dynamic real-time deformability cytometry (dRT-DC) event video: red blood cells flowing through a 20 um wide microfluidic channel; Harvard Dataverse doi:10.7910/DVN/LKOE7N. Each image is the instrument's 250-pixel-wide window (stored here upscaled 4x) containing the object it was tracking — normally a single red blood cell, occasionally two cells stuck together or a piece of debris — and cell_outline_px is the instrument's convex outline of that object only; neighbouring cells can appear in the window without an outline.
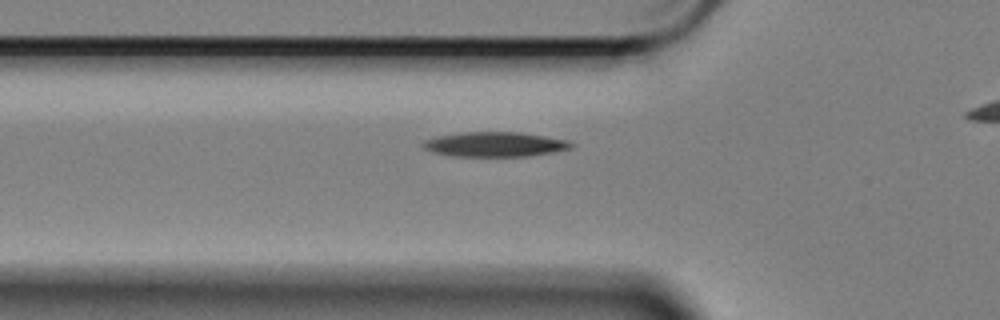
{"species": "Egyptian fruit bat (a non-hibernating species)", "species_latin": "Rousettus aegyptiacus", "temperature_condition": "cold", "stored_images_in_passage": 34, "camera_frame_rate_fps": 3000, "um_per_image_px": 0.085, "animal": {"sex": "female"}, "frame": {"image": 1, "passage_image": 2, "time_ms": 0.333, "image_size_px": [1000, 320], "cell_outline_px": [[576, 144], [572, 148], [552, 152], [528, 156], [452, 156], [432, 152], [424, 148], [420, 144], [424, 140], [436, 136], [460, 132], [520, 132], [568, 140]], "centroid_in_image_um": [42.04, 12.26], "position_along_channel_um": 83.8, "area_um2": 21.5}}
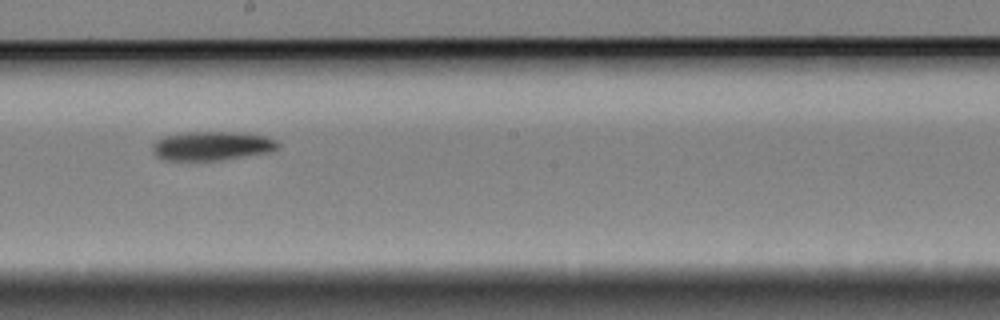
{"frame": {"image": 2, "passage_image": 15, "time_ms": 4.667, "image_size_px": [1000, 320], "cell_outline_px": [[280, 148], [272, 152], [224, 160], [168, 160], [156, 156], [152, 148], [152, 144], [156, 140], [164, 136], [188, 132], [244, 132], [264, 136], [276, 140], [280, 144]], "centroid_in_image_um": [18.08, 12.4], "position_along_channel_um": 230.1, "area_um2": 21.44}}
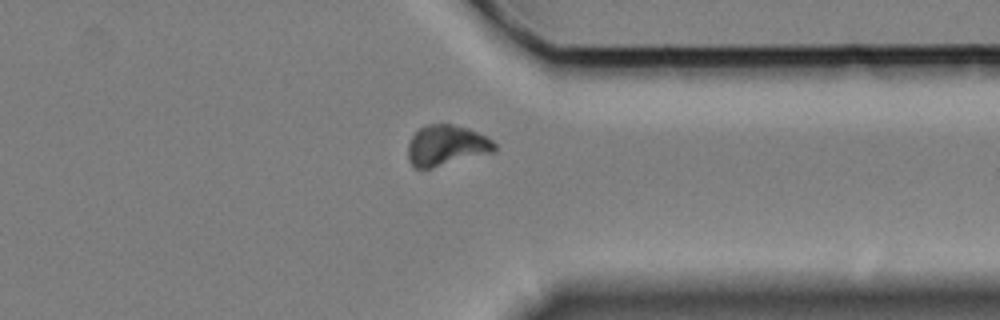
{"frame": {"image": 3, "passage_image": 28, "time_ms": 9.0, "image_size_px": [1000, 320], "cell_outline_px": [[496, 152], [432, 168], [412, 168], [408, 160], [408, 144], [412, 136], [420, 128], [428, 124], [452, 124], [468, 128], [492, 140], [496, 144]], "centroid_in_image_um": [37.94, 12.38], "position_along_channel_um": 373.5, "area_um2": 20.63}}